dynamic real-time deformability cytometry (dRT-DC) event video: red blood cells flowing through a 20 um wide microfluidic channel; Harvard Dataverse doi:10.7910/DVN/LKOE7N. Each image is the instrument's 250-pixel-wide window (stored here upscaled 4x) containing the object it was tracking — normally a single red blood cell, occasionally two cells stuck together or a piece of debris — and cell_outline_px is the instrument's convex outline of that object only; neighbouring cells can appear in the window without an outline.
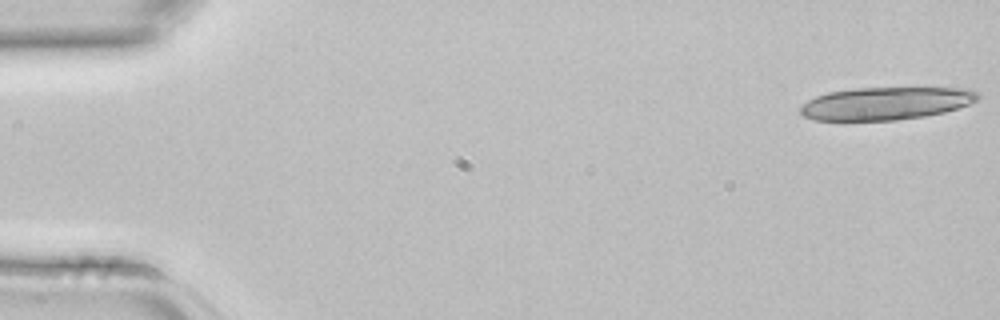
{"species": "common noctule bat (a hibernating species)", "species_latin": "Nyctalus noctula", "temperature_condition": "room temperature", "stored_images_in_passage": 4, "camera_frame_rate_fps": 3000, "um_per_image_px": 0.085, "animal": {"sex": "female", "body_mass_g": 22.7, "forearm_length_mm": 54.2}, "frame": {"image": 1, "passage_image": 1, "time_ms": 0.0, "image_size_px": [1000, 320], "cell_outline_px": [[980, 96], [976, 100], [968, 104], [944, 112], [924, 116], [896, 120], [816, 120], [804, 116], [800, 112], [800, 108], [808, 100], [816, 96], [828, 92], [856, 88], [968, 88], [976, 92]], "centroid_in_image_um": [75.28, 8.78], "position_along_channel_um": 9.7, "area_um2": 33.52}}
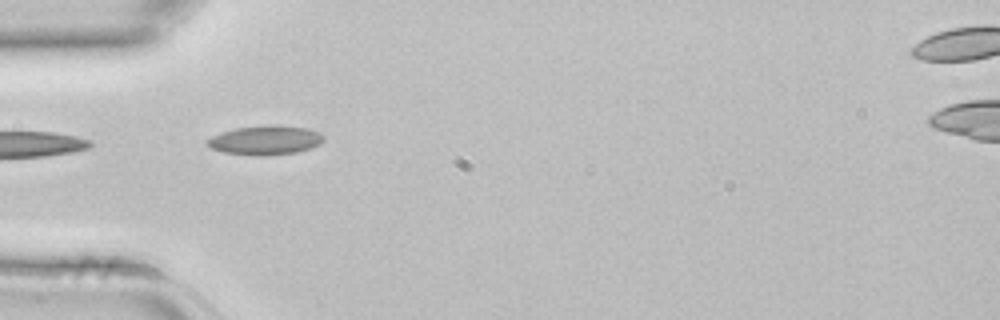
{"frame": {"image": 2, "passage_image": 4, "time_ms": 1.0, "image_size_px": [1000, 320], "cell_outline_px": [[324, 140], [320, 144], [296, 152], [268, 156], [256, 156], [224, 152], [212, 148], [204, 144], [212, 136], [236, 128], [264, 124], [280, 124], [308, 128], [324, 136]], "centroid_in_image_um": [22.56, 11.9], "position_along_channel_um": 62.4, "area_um2": 19.94}}